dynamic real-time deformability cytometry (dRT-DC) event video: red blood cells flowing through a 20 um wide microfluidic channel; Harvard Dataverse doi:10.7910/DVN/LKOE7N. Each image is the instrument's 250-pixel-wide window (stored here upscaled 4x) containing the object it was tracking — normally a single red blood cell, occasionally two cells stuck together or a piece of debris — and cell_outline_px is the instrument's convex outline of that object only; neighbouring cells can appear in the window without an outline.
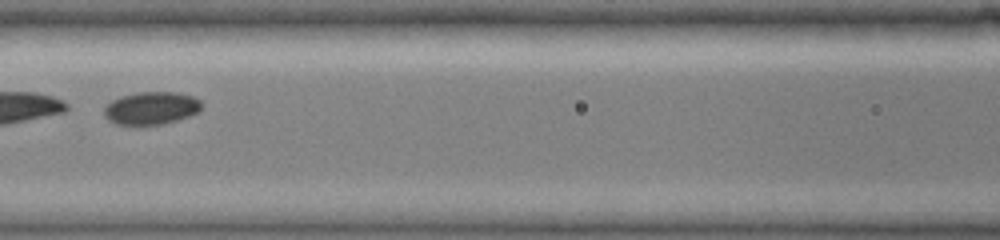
{"species": "common noctule bat (a hibernating species)", "species_latin": "Nyctalus noctula", "temperature_condition": "cold", "stored_images_in_passage": 29, "camera_frame_rate_fps": 3000, "um_per_image_px": 0.085, "animal": {"sex": "female", "body_mass_g": 19.0, "forearm_length_mm": 51.5}, "frame": {"image": 1, "passage_image": 7, "time_ms": 2.0, "image_size_px": [1000, 240], "cell_outline_px": [[200, 108], [196, 112], [188, 116], [176, 120], [160, 124], [116, 124], [108, 120], [104, 116], [104, 108], [112, 100], [136, 92], [176, 92], [192, 96], [200, 100]], "centroid_in_image_um": [12.83, 9.18], "position_along_channel_um": 153.8, "area_um2": 18.21}}